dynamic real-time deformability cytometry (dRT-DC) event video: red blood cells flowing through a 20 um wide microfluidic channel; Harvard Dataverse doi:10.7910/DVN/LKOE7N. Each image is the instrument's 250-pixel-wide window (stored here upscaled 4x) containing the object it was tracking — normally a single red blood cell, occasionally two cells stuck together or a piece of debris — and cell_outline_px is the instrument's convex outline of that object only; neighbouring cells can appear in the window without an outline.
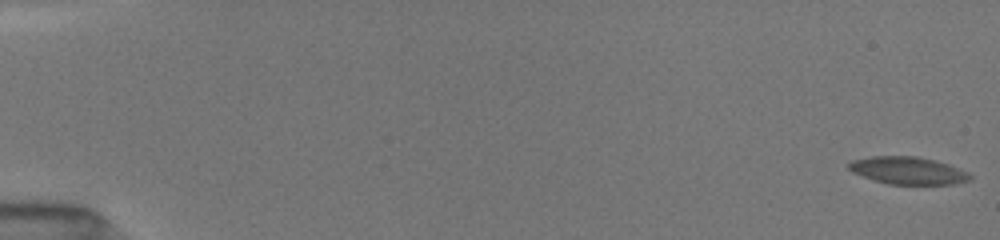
{"species": "common noctule bat (a hibernating species)", "species_latin": "Nyctalus noctula", "temperature_condition": "room temperature", "stored_images_in_passage": 54, "camera_frame_rate_fps": 3000, "um_per_image_px": 0.085, "animal": {"sex": "female", "body_mass_g": 19.5, "forearm_length_mm": 54.1}, "frame": {"image": 1, "passage_image": 1, "time_ms": 0.0, "image_size_px": [1000, 240], "cell_outline_px": [[972, 176], [968, 180], [952, 184], [888, 184], [852, 172], [848, 168], [848, 164], [852, 160], [872, 156], [916, 156], [948, 164], [968, 172]], "centroid_in_image_um": [77.16, 14.49], "position_along_channel_um": 7.8, "area_um2": 19.07}}
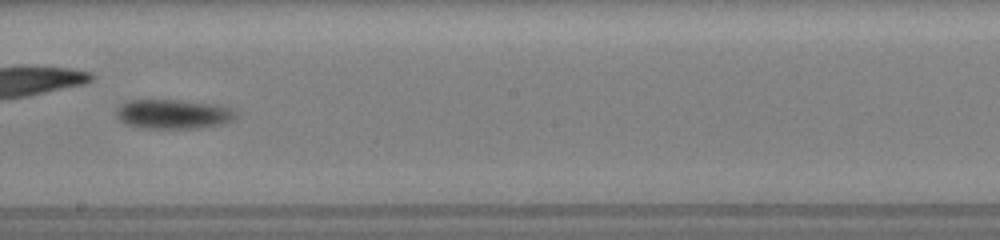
{"frame": {"image": 2, "passage_image": 32, "time_ms": 10.333, "image_size_px": [1000, 240], "cell_outline_px": [[236, 116], [220, 124], [200, 128], [144, 128], [124, 124], [116, 116], [116, 108], [120, 104], [128, 100], [176, 100], [208, 104], [232, 108], [236, 112]], "centroid_in_image_um": [14.63, 9.7], "position_along_channel_um": 233.6, "area_um2": 20.23}}
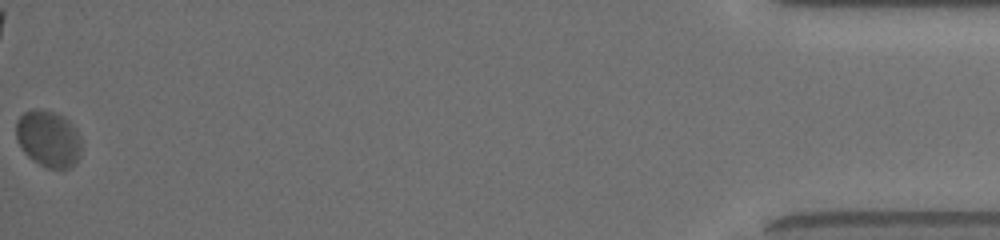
{"frame": {"image": 3, "passage_image": 54, "time_ms": 17.667, "image_size_px": [1000, 240], "cell_outline_px": [[80, 156], [76, 164], [68, 168], [48, 168], [32, 160], [24, 152], [16, 140], [16, 120], [24, 112], [32, 108], [36, 108], [56, 112], [64, 116], [76, 128], [80, 136]], "centroid_in_image_um": [4.11, 11.77], "position_along_channel_um": 431.1, "area_um2": 21.85}, "authors_computed_cell_mechanics": {"area_um2": 19.7965, "velocity_mm_per_s": 3.8921, "shape_relaxation_time_tau1_ms": 1.2945, "shape_relaxation_time_tau2_ms": null, "deformation_change_tau1": 0.0805, "deformation_change_tau2": null}}